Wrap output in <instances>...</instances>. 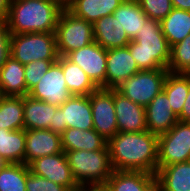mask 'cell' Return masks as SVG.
<instances>
[{
    "label": "cell",
    "instance_id": "1",
    "mask_svg": "<svg viewBox=\"0 0 190 191\" xmlns=\"http://www.w3.org/2000/svg\"><path fill=\"white\" fill-rule=\"evenodd\" d=\"M111 163L118 171H143L156 175L158 136L143 132H118L107 141Z\"/></svg>",
    "mask_w": 190,
    "mask_h": 191
},
{
    "label": "cell",
    "instance_id": "2",
    "mask_svg": "<svg viewBox=\"0 0 190 191\" xmlns=\"http://www.w3.org/2000/svg\"><path fill=\"white\" fill-rule=\"evenodd\" d=\"M64 8L49 0H10L7 27L11 34L55 32Z\"/></svg>",
    "mask_w": 190,
    "mask_h": 191
},
{
    "label": "cell",
    "instance_id": "3",
    "mask_svg": "<svg viewBox=\"0 0 190 191\" xmlns=\"http://www.w3.org/2000/svg\"><path fill=\"white\" fill-rule=\"evenodd\" d=\"M127 47L140 70L167 69L170 47L160 21L149 18Z\"/></svg>",
    "mask_w": 190,
    "mask_h": 191
},
{
    "label": "cell",
    "instance_id": "4",
    "mask_svg": "<svg viewBox=\"0 0 190 191\" xmlns=\"http://www.w3.org/2000/svg\"><path fill=\"white\" fill-rule=\"evenodd\" d=\"M66 156L78 185L105 184L114 172L108 146L96 151H67Z\"/></svg>",
    "mask_w": 190,
    "mask_h": 191
},
{
    "label": "cell",
    "instance_id": "5",
    "mask_svg": "<svg viewBox=\"0 0 190 191\" xmlns=\"http://www.w3.org/2000/svg\"><path fill=\"white\" fill-rule=\"evenodd\" d=\"M10 56L22 65L36 60H57L55 32L11 34Z\"/></svg>",
    "mask_w": 190,
    "mask_h": 191
},
{
    "label": "cell",
    "instance_id": "6",
    "mask_svg": "<svg viewBox=\"0 0 190 191\" xmlns=\"http://www.w3.org/2000/svg\"><path fill=\"white\" fill-rule=\"evenodd\" d=\"M55 37L58 56H67L94 42L93 24L76 17L65 7L59 16Z\"/></svg>",
    "mask_w": 190,
    "mask_h": 191
},
{
    "label": "cell",
    "instance_id": "7",
    "mask_svg": "<svg viewBox=\"0 0 190 191\" xmlns=\"http://www.w3.org/2000/svg\"><path fill=\"white\" fill-rule=\"evenodd\" d=\"M168 72L165 68L140 70L115 89L134 103L146 107L163 90Z\"/></svg>",
    "mask_w": 190,
    "mask_h": 191
},
{
    "label": "cell",
    "instance_id": "8",
    "mask_svg": "<svg viewBox=\"0 0 190 191\" xmlns=\"http://www.w3.org/2000/svg\"><path fill=\"white\" fill-rule=\"evenodd\" d=\"M190 160V122L178 121L158 136V164L165 167Z\"/></svg>",
    "mask_w": 190,
    "mask_h": 191
},
{
    "label": "cell",
    "instance_id": "9",
    "mask_svg": "<svg viewBox=\"0 0 190 191\" xmlns=\"http://www.w3.org/2000/svg\"><path fill=\"white\" fill-rule=\"evenodd\" d=\"M89 98L93 129L108 141L118 133L114 108V89L98 88L89 95Z\"/></svg>",
    "mask_w": 190,
    "mask_h": 191
},
{
    "label": "cell",
    "instance_id": "10",
    "mask_svg": "<svg viewBox=\"0 0 190 191\" xmlns=\"http://www.w3.org/2000/svg\"><path fill=\"white\" fill-rule=\"evenodd\" d=\"M28 96L58 107L71 97L58 61L50 66L41 80L28 92Z\"/></svg>",
    "mask_w": 190,
    "mask_h": 191
},
{
    "label": "cell",
    "instance_id": "11",
    "mask_svg": "<svg viewBox=\"0 0 190 191\" xmlns=\"http://www.w3.org/2000/svg\"><path fill=\"white\" fill-rule=\"evenodd\" d=\"M77 64L98 87L105 89L107 50L95 41L66 56Z\"/></svg>",
    "mask_w": 190,
    "mask_h": 191
},
{
    "label": "cell",
    "instance_id": "12",
    "mask_svg": "<svg viewBox=\"0 0 190 191\" xmlns=\"http://www.w3.org/2000/svg\"><path fill=\"white\" fill-rule=\"evenodd\" d=\"M29 169L33 174L60 184L69 191L78 188L65 152L37 158L29 164Z\"/></svg>",
    "mask_w": 190,
    "mask_h": 191
},
{
    "label": "cell",
    "instance_id": "13",
    "mask_svg": "<svg viewBox=\"0 0 190 191\" xmlns=\"http://www.w3.org/2000/svg\"><path fill=\"white\" fill-rule=\"evenodd\" d=\"M138 71L128 47L107 50L105 89H115Z\"/></svg>",
    "mask_w": 190,
    "mask_h": 191
},
{
    "label": "cell",
    "instance_id": "14",
    "mask_svg": "<svg viewBox=\"0 0 190 191\" xmlns=\"http://www.w3.org/2000/svg\"><path fill=\"white\" fill-rule=\"evenodd\" d=\"M64 152L61 135L50 129L26 130L24 164L29 165L37 158Z\"/></svg>",
    "mask_w": 190,
    "mask_h": 191
},
{
    "label": "cell",
    "instance_id": "15",
    "mask_svg": "<svg viewBox=\"0 0 190 191\" xmlns=\"http://www.w3.org/2000/svg\"><path fill=\"white\" fill-rule=\"evenodd\" d=\"M114 108L118 132L146 131L145 107L134 103L114 89Z\"/></svg>",
    "mask_w": 190,
    "mask_h": 191
},
{
    "label": "cell",
    "instance_id": "16",
    "mask_svg": "<svg viewBox=\"0 0 190 191\" xmlns=\"http://www.w3.org/2000/svg\"><path fill=\"white\" fill-rule=\"evenodd\" d=\"M146 128L157 136L168 132L179 120L172 110L164 90L145 107Z\"/></svg>",
    "mask_w": 190,
    "mask_h": 191
},
{
    "label": "cell",
    "instance_id": "17",
    "mask_svg": "<svg viewBox=\"0 0 190 191\" xmlns=\"http://www.w3.org/2000/svg\"><path fill=\"white\" fill-rule=\"evenodd\" d=\"M63 123L67 128L93 129L92 109L89 96L71 95L62 105Z\"/></svg>",
    "mask_w": 190,
    "mask_h": 191
},
{
    "label": "cell",
    "instance_id": "18",
    "mask_svg": "<svg viewBox=\"0 0 190 191\" xmlns=\"http://www.w3.org/2000/svg\"><path fill=\"white\" fill-rule=\"evenodd\" d=\"M94 41L104 49L127 47L131 42L121 24L112 15L98 19L93 24Z\"/></svg>",
    "mask_w": 190,
    "mask_h": 191
},
{
    "label": "cell",
    "instance_id": "19",
    "mask_svg": "<svg viewBox=\"0 0 190 191\" xmlns=\"http://www.w3.org/2000/svg\"><path fill=\"white\" fill-rule=\"evenodd\" d=\"M57 109L56 105L34 99L28 95L24 96V129H50L52 131L54 113Z\"/></svg>",
    "mask_w": 190,
    "mask_h": 191
},
{
    "label": "cell",
    "instance_id": "20",
    "mask_svg": "<svg viewBox=\"0 0 190 191\" xmlns=\"http://www.w3.org/2000/svg\"><path fill=\"white\" fill-rule=\"evenodd\" d=\"M125 0H68L66 8L76 17L94 24L110 16Z\"/></svg>",
    "mask_w": 190,
    "mask_h": 191
},
{
    "label": "cell",
    "instance_id": "21",
    "mask_svg": "<svg viewBox=\"0 0 190 191\" xmlns=\"http://www.w3.org/2000/svg\"><path fill=\"white\" fill-rule=\"evenodd\" d=\"M61 142L65 153L72 150L96 151L102 150L107 146V140L94 129L67 128L61 134Z\"/></svg>",
    "mask_w": 190,
    "mask_h": 191
},
{
    "label": "cell",
    "instance_id": "22",
    "mask_svg": "<svg viewBox=\"0 0 190 191\" xmlns=\"http://www.w3.org/2000/svg\"><path fill=\"white\" fill-rule=\"evenodd\" d=\"M25 70L18 60L9 56L0 68L2 96H26Z\"/></svg>",
    "mask_w": 190,
    "mask_h": 191
},
{
    "label": "cell",
    "instance_id": "23",
    "mask_svg": "<svg viewBox=\"0 0 190 191\" xmlns=\"http://www.w3.org/2000/svg\"><path fill=\"white\" fill-rule=\"evenodd\" d=\"M156 180L163 191H190V160L157 167Z\"/></svg>",
    "mask_w": 190,
    "mask_h": 191
},
{
    "label": "cell",
    "instance_id": "24",
    "mask_svg": "<svg viewBox=\"0 0 190 191\" xmlns=\"http://www.w3.org/2000/svg\"><path fill=\"white\" fill-rule=\"evenodd\" d=\"M155 179L156 175L143 171L114 170L105 185L107 191H144Z\"/></svg>",
    "mask_w": 190,
    "mask_h": 191
},
{
    "label": "cell",
    "instance_id": "25",
    "mask_svg": "<svg viewBox=\"0 0 190 191\" xmlns=\"http://www.w3.org/2000/svg\"><path fill=\"white\" fill-rule=\"evenodd\" d=\"M57 61L62 66L66 86L71 95L89 96L98 89L88 75L66 56H58Z\"/></svg>",
    "mask_w": 190,
    "mask_h": 191
},
{
    "label": "cell",
    "instance_id": "26",
    "mask_svg": "<svg viewBox=\"0 0 190 191\" xmlns=\"http://www.w3.org/2000/svg\"><path fill=\"white\" fill-rule=\"evenodd\" d=\"M112 16L121 24L130 40L136 37L149 17L142 11L137 0H125Z\"/></svg>",
    "mask_w": 190,
    "mask_h": 191
},
{
    "label": "cell",
    "instance_id": "27",
    "mask_svg": "<svg viewBox=\"0 0 190 191\" xmlns=\"http://www.w3.org/2000/svg\"><path fill=\"white\" fill-rule=\"evenodd\" d=\"M160 23L162 33L171 48L190 34V11L173 8Z\"/></svg>",
    "mask_w": 190,
    "mask_h": 191
},
{
    "label": "cell",
    "instance_id": "28",
    "mask_svg": "<svg viewBox=\"0 0 190 191\" xmlns=\"http://www.w3.org/2000/svg\"><path fill=\"white\" fill-rule=\"evenodd\" d=\"M25 142V129H0V156L6 163H24Z\"/></svg>",
    "mask_w": 190,
    "mask_h": 191
},
{
    "label": "cell",
    "instance_id": "29",
    "mask_svg": "<svg viewBox=\"0 0 190 191\" xmlns=\"http://www.w3.org/2000/svg\"><path fill=\"white\" fill-rule=\"evenodd\" d=\"M190 88V75L168 72L163 90L169 99L173 112L178 117L182 112Z\"/></svg>",
    "mask_w": 190,
    "mask_h": 191
},
{
    "label": "cell",
    "instance_id": "30",
    "mask_svg": "<svg viewBox=\"0 0 190 191\" xmlns=\"http://www.w3.org/2000/svg\"><path fill=\"white\" fill-rule=\"evenodd\" d=\"M24 96H2L0 99V129H24Z\"/></svg>",
    "mask_w": 190,
    "mask_h": 191
},
{
    "label": "cell",
    "instance_id": "31",
    "mask_svg": "<svg viewBox=\"0 0 190 191\" xmlns=\"http://www.w3.org/2000/svg\"><path fill=\"white\" fill-rule=\"evenodd\" d=\"M29 165L6 163L0 168V191H26Z\"/></svg>",
    "mask_w": 190,
    "mask_h": 191
},
{
    "label": "cell",
    "instance_id": "32",
    "mask_svg": "<svg viewBox=\"0 0 190 191\" xmlns=\"http://www.w3.org/2000/svg\"><path fill=\"white\" fill-rule=\"evenodd\" d=\"M167 69L171 73L190 72V34L170 48V61Z\"/></svg>",
    "mask_w": 190,
    "mask_h": 191
},
{
    "label": "cell",
    "instance_id": "33",
    "mask_svg": "<svg viewBox=\"0 0 190 191\" xmlns=\"http://www.w3.org/2000/svg\"><path fill=\"white\" fill-rule=\"evenodd\" d=\"M57 60H36L24 65L26 95L28 92L41 80L45 72L49 70L50 66Z\"/></svg>",
    "mask_w": 190,
    "mask_h": 191
},
{
    "label": "cell",
    "instance_id": "34",
    "mask_svg": "<svg viewBox=\"0 0 190 191\" xmlns=\"http://www.w3.org/2000/svg\"><path fill=\"white\" fill-rule=\"evenodd\" d=\"M142 11L157 21L164 19L173 9L171 0H137Z\"/></svg>",
    "mask_w": 190,
    "mask_h": 191
},
{
    "label": "cell",
    "instance_id": "35",
    "mask_svg": "<svg viewBox=\"0 0 190 191\" xmlns=\"http://www.w3.org/2000/svg\"><path fill=\"white\" fill-rule=\"evenodd\" d=\"M26 191H69L66 187L54 183L45 177L33 174L30 170L26 178Z\"/></svg>",
    "mask_w": 190,
    "mask_h": 191
},
{
    "label": "cell",
    "instance_id": "36",
    "mask_svg": "<svg viewBox=\"0 0 190 191\" xmlns=\"http://www.w3.org/2000/svg\"><path fill=\"white\" fill-rule=\"evenodd\" d=\"M10 36L6 20L0 18V68L10 56Z\"/></svg>",
    "mask_w": 190,
    "mask_h": 191
},
{
    "label": "cell",
    "instance_id": "37",
    "mask_svg": "<svg viewBox=\"0 0 190 191\" xmlns=\"http://www.w3.org/2000/svg\"><path fill=\"white\" fill-rule=\"evenodd\" d=\"M67 129V126L63 123L62 109H58L54 113V118L52 122V131L57 134H62Z\"/></svg>",
    "mask_w": 190,
    "mask_h": 191
},
{
    "label": "cell",
    "instance_id": "38",
    "mask_svg": "<svg viewBox=\"0 0 190 191\" xmlns=\"http://www.w3.org/2000/svg\"><path fill=\"white\" fill-rule=\"evenodd\" d=\"M178 120L182 122H190V88L182 107V112L178 116Z\"/></svg>",
    "mask_w": 190,
    "mask_h": 191
},
{
    "label": "cell",
    "instance_id": "39",
    "mask_svg": "<svg viewBox=\"0 0 190 191\" xmlns=\"http://www.w3.org/2000/svg\"><path fill=\"white\" fill-rule=\"evenodd\" d=\"M80 191H107L105 184H80Z\"/></svg>",
    "mask_w": 190,
    "mask_h": 191
},
{
    "label": "cell",
    "instance_id": "40",
    "mask_svg": "<svg viewBox=\"0 0 190 191\" xmlns=\"http://www.w3.org/2000/svg\"><path fill=\"white\" fill-rule=\"evenodd\" d=\"M173 8L190 11V0H171Z\"/></svg>",
    "mask_w": 190,
    "mask_h": 191
},
{
    "label": "cell",
    "instance_id": "41",
    "mask_svg": "<svg viewBox=\"0 0 190 191\" xmlns=\"http://www.w3.org/2000/svg\"><path fill=\"white\" fill-rule=\"evenodd\" d=\"M10 7V0H0V18L7 19Z\"/></svg>",
    "mask_w": 190,
    "mask_h": 191
},
{
    "label": "cell",
    "instance_id": "42",
    "mask_svg": "<svg viewBox=\"0 0 190 191\" xmlns=\"http://www.w3.org/2000/svg\"><path fill=\"white\" fill-rule=\"evenodd\" d=\"M144 191H163L161 184L155 179Z\"/></svg>",
    "mask_w": 190,
    "mask_h": 191
},
{
    "label": "cell",
    "instance_id": "43",
    "mask_svg": "<svg viewBox=\"0 0 190 191\" xmlns=\"http://www.w3.org/2000/svg\"><path fill=\"white\" fill-rule=\"evenodd\" d=\"M49 1L59 2V3H61L64 7L67 6V2H68V0H49Z\"/></svg>",
    "mask_w": 190,
    "mask_h": 191
},
{
    "label": "cell",
    "instance_id": "44",
    "mask_svg": "<svg viewBox=\"0 0 190 191\" xmlns=\"http://www.w3.org/2000/svg\"><path fill=\"white\" fill-rule=\"evenodd\" d=\"M5 164H6V162L0 156V168L3 167Z\"/></svg>",
    "mask_w": 190,
    "mask_h": 191
},
{
    "label": "cell",
    "instance_id": "45",
    "mask_svg": "<svg viewBox=\"0 0 190 191\" xmlns=\"http://www.w3.org/2000/svg\"><path fill=\"white\" fill-rule=\"evenodd\" d=\"M71 191H80V185H78V188L76 190H71Z\"/></svg>",
    "mask_w": 190,
    "mask_h": 191
}]
</instances>
